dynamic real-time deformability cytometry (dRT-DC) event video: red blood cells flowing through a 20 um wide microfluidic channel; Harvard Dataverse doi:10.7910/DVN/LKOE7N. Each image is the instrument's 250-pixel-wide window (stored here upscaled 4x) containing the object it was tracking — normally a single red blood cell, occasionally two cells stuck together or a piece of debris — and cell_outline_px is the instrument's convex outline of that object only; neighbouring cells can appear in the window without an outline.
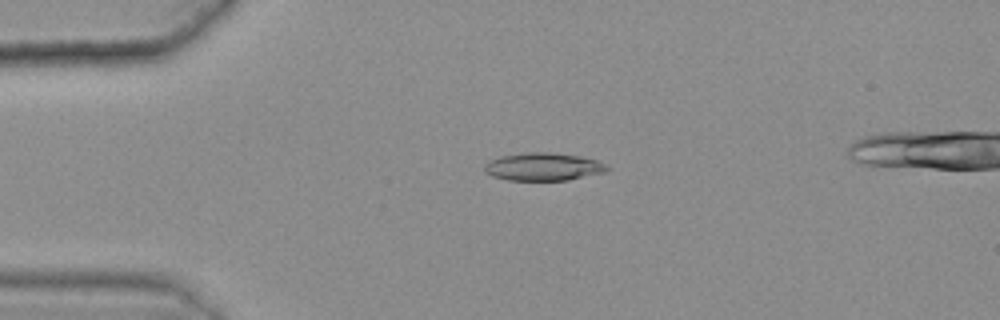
{"species": "common noctule bat (a hibernating species)", "species_latin": "Nyctalus noctula", "temperature_condition": "warm", "stored_images_in_passage": 50, "camera_frame_rate_fps": 3000, "um_per_image_px": 0.085, "animal": {"sex": "female", "body_mass_g": 25.1}, "frame": {"image": 1, "passage_image": 14, "time_ms": 4.333, "image_size_px": [1000, 320], "cell_outline_px": [[612, 168], [608, 172], [568, 180], [508, 180], [492, 176], [484, 172], [484, 164], [488, 160], [500, 156], [524, 152], [552, 152], [580, 156], [596, 160]], "centroid_in_image_um": [46.18, 14.17], "position_along_channel_um": 38.8, "area_um2": 20.23}}
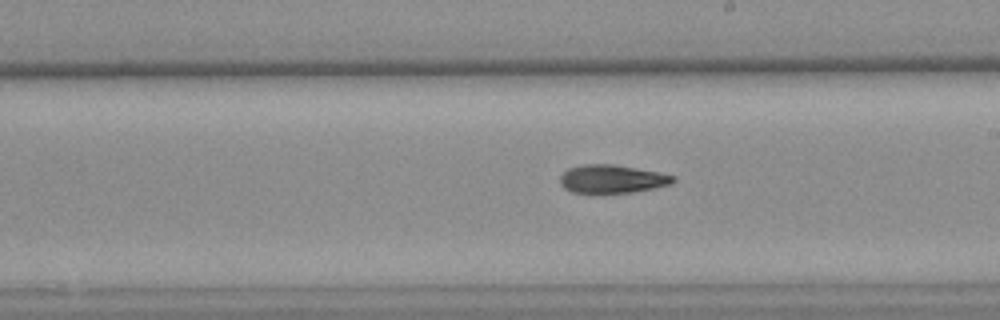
{"frame": {"image": 2, "passage_image": 33, "time_ms": 10.667, "image_size_px": [1000, 320], "cell_outline_px": [[676, 180], [672, 184], [632, 192], [572, 192], [564, 188], [560, 184], [560, 176], [568, 168], [584, 164], [612, 164], [660, 172], [676, 176]], "centroid_in_image_um": [52.04, 15.2], "position_along_channel_um": 237.0, "area_um2": 18.5}}
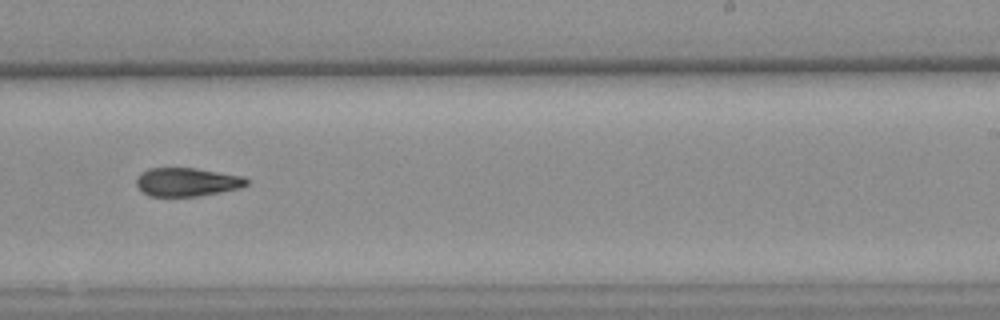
{"frame": {"image": 3, "passage_image": 36, "time_ms": 11.667, "image_size_px": [1000, 320], "cell_outline_px": [[248, 184], [240, 188], [220, 192], [196, 196], [148, 196], [136, 184], [136, 180], [140, 172], [148, 168], [196, 168], [244, 176], [248, 180]], "centroid_in_image_um": [15.9, 15.46], "position_along_channel_um": 273.1, "area_um2": 18.32}, "authors_computed_cell_mechanics": {"area_um2": 19.4786, "velocity_mm_per_s": 3.6276, "shape_relaxation_time_tau1_ms": null, "shape_relaxation_time_tau2_ms": 7.8864, "deformation_change_tau1": null, "deformation_change_tau2": 0.181}}